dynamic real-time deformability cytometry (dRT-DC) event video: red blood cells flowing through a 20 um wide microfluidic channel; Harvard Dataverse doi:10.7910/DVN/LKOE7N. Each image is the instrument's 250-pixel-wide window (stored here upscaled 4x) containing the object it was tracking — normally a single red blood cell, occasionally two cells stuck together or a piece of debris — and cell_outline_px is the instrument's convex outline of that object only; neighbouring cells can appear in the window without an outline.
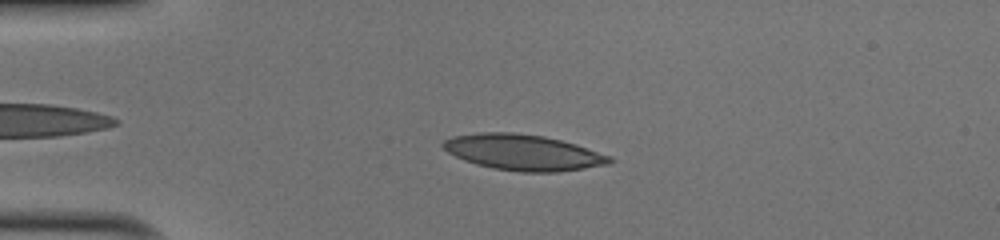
{"species": "human", "species_latin": "Homo sapiens", "temperature_condition": "cold", "stored_images_in_passage": 45, "camera_frame_rate_fps": 3000, "um_per_image_px": 0.085, "donor": {"sex": "male"}, "frame": {"image": 1, "passage_image": 7, "time_ms": 2.0, "image_size_px": [1000, 240], "cell_outline_px": [[616, 160], [612, 164], [556, 172], [520, 172], [492, 168], [476, 164], [464, 160], [448, 152], [440, 144], [444, 140], [452, 136], [480, 132], [512, 132], [544, 136], [576, 144], [612, 156]], "centroid_in_image_um": [44.5, 12.95], "position_along_channel_um": 40.5, "area_um2": 34.97}}
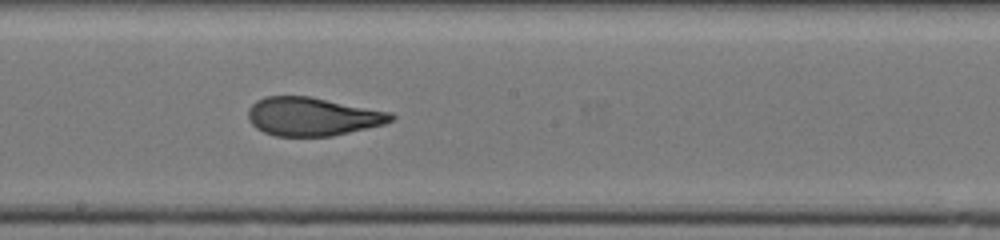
{"frame": {"image": 2, "passage_image": 23, "time_ms": 7.333, "image_size_px": [1000, 240], "cell_outline_px": [[396, 116], [392, 120], [384, 124], [332, 136], [276, 136], [264, 132], [256, 128], [248, 120], [248, 108], [256, 100], [264, 96], [312, 96], [392, 112]], "centroid_in_image_um": [26.55, 9.89], "position_along_channel_um": 221.6, "area_um2": 32.25}}
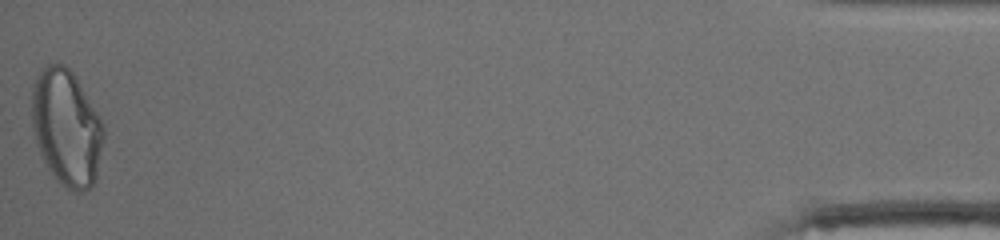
{"frame": {"image": 3, "passage_image": 45, "time_ms": 14.667, "image_size_px": [1000, 240], "cell_outline_px": [[104, 140], [96, 180], [84, 192], [72, 192], [56, 180], [48, 168], [40, 152], [32, 128], [32, 84], [40, 68], [48, 64], [64, 64], [76, 76], [100, 116], [104, 128]], "centroid_in_image_um": [5.66, 10.84], "position_along_channel_um": 429.5, "area_um2": 49.07}, "authors_computed_cell_mechanics": {"area_um2": 33.7552, "velocity_mm_per_s": 4.057, "shape_relaxation_time_tau1_ms": 10.5246, "shape_relaxation_time_tau2_ms": 1.0166, "deformation_change_tau1": 0.3319, "deformation_change_tau2": 0.0746}}